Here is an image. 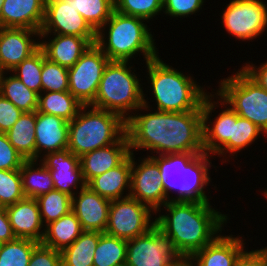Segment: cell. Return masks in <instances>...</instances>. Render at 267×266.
<instances>
[{
    "instance_id": "obj_22",
    "label": "cell",
    "mask_w": 267,
    "mask_h": 266,
    "mask_svg": "<svg viewBox=\"0 0 267 266\" xmlns=\"http://www.w3.org/2000/svg\"><path fill=\"white\" fill-rule=\"evenodd\" d=\"M131 154L125 134L118 142L88 152L80 157V167L86 184L94 177L120 165Z\"/></svg>"
},
{
    "instance_id": "obj_18",
    "label": "cell",
    "mask_w": 267,
    "mask_h": 266,
    "mask_svg": "<svg viewBox=\"0 0 267 266\" xmlns=\"http://www.w3.org/2000/svg\"><path fill=\"white\" fill-rule=\"evenodd\" d=\"M233 236L220 233L186 261L191 266H235L238 257L246 250V243L239 234L237 237Z\"/></svg>"
},
{
    "instance_id": "obj_37",
    "label": "cell",
    "mask_w": 267,
    "mask_h": 266,
    "mask_svg": "<svg viewBox=\"0 0 267 266\" xmlns=\"http://www.w3.org/2000/svg\"><path fill=\"white\" fill-rule=\"evenodd\" d=\"M42 71V49L39 47L28 58L13 68L10 72L15 75L29 89L40 94Z\"/></svg>"
},
{
    "instance_id": "obj_49",
    "label": "cell",
    "mask_w": 267,
    "mask_h": 266,
    "mask_svg": "<svg viewBox=\"0 0 267 266\" xmlns=\"http://www.w3.org/2000/svg\"><path fill=\"white\" fill-rule=\"evenodd\" d=\"M263 194H264L265 198L267 199V188L264 189Z\"/></svg>"
},
{
    "instance_id": "obj_5",
    "label": "cell",
    "mask_w": 267,
    "mask_h": 266,
    "mask_svg": "<svg viewBox=\"0 0 267 266\" xmlns=\"http://www.w3.org/2000/svg\"><path fill=\"white\" fill-rule=\"evenodd\" d=\"M147 67V68H146ZM149 93L153 97L156 108L165 112H185L202 110V102L209 93L205 85L200 86L191 74L173 68L162 58H155L145 63Z\"/></svg>"
},
{
    "instance_id": "obj_41",
    "label": "cell",
    "mask_w": 267,
    "mask_h": 266,
    "mask_svg": "<svg viewBox=\"0 0 267 266\" xmlns=\"http://www.w3.org/2000/svg\"><path fill=\"white\" fill-rule=\"evenodd\" d=\"M206 0H163V14L172 18H188L202 10Z\"/></svg>"
},
{
    "instance_id": "obj_46",
    "label": "cell",
    "mask_w": 267,
    "mask_h": 266,
    "mask_svg": "<svg viewBox=\"0 0 267 266\" xmlns=\"http://www.w3.org/2000/svg\"><path fill=\"white\" fill-rule=\"evenodd\" d=\"M260 64L261 65L256 66L253 62L251 63L249 61L242 65L241 68L262 88L267 90V61Z\"/></svg>"
},
{
    "instance_id": "obj_48",
    "label": "cell",
    "mask_w": 267,
    "mask_h": 266,
    "mask_svg": "<svg viewBox=\"0 0 267 266\" xmlns=\"http://www.w3.org/2000/svg\"><path fill=\"white\" fill-rule=\"evenodd\" d=\"M3 3H4V0H0V27H1V7Z\"/></svg>"
},
{
    "instance_id": "obj_26",
    "label": "cell",
    "mask_w": 267,
    "mask_h": 266,
    "mask_svg": "<svg viewBox=\"0 0 267 266\" xmlns=\"http://www.w3.org/2000/svg\"><path fill=\"white\" fill-rule=\"evenodd\" d=\"M260 135H262V137L265 135L260 128H258L248 119L239 117L237 113L232 109L231 136L229 138V141L216 153L218 155L217 157L220 158V156H223V162L221 161L222 164L230 162L228 157L230 158V156H232L231 159L234 158L235 155L237 157V154L240 151L254 144V142L260 138ZM228 153L230 154L227 157Z\"/></svg>"
},
{
    "instance_id": "obj_43",
    "label": "cell",
    "mask_w": 267,
    "mask_h": 266,
    "mask_svg": "<svg viewBox=\"0 0 267 266\" xmlns=\"http://www.w3.org/2000/svg\"><path fill=\"white\" fill-rule=\"evenodd\" d=\"M28 266H62L61 251L39 243L31 254Z\"/></svg>"
},
{
    "instance_id": "obj_11",
    "label": "cell",
    "mask_w": 267,
    "mask_h": 266,
    "mask_svg": "<svg viewBox=\"0 0 267 266\" xmlns=\"http://www.w3.org/2000/svg\"><path fill=\"white\" fill-rule=\"evenodd\" d=\"M153 215L147 205L130 196L112 200L104 233L124 240L144 235L155 226Z\"/></svg>"
},
{
    "instance_id": "obj_16",
    "label": "cell",
    "mask_w": 267,
    "mask_h": 266,
    "mask_svg": "<svg viewBox=\"0 0 267 266\" xmlns=\"http://www.w3.org/2000/svg\"><path fill=\"white\" fill-rule=\"evenodd\" d=\"M39 160L50 171L55 190L73 197L87 185L80 167V157L68 148L47 153Z\"/></svg>"
},
{
    "instance_id": "obj_25",
    "label": "cell",
    "mask_w": 267,
    "mask_h": 266,
    "mask_svg": "<svg viewBox=\"0 0 267 266\" xmlns=\"http://www.w3.org/2000/svg\"><path fill=\"white\" fill-rule=\"evenodd\" d=\"M131 166L132 152L120 165L94 177L87 186L110 201L129 197Z\"/></svg>"
},
{
    "instance_id": "obj_7",
    "label": "cell",
    "mask_w": 267,
    "mask_h": 266,
    "mask_svg": "<svg viewBox=\"0 0 267 266\" xmlns=\"http://www.w3.org/2000/svg\"><path fill=\"white\" fill-rule=\"evenodd\" d=\"M131 64L130 61L108 62L90 106L116 113L126 121L143 105L145 83H140L141 78Z\"/></svg>"
},
{
    "instance_id": "obj_24",
    "label": "cell",
    "mask_w": 267,
    "mask_h": 266,
    "mask_svg": "<svg viewBox=\"0 0 267 266\" xmlns=\"http://www.w3.org/2000/svg\"><path fill=\"white\" fill-rule=\"evenodd\" d=\"M46 0H4L1 7V27L41 30Z\"/></svg>"
},
{
    "instance_id": "obj_32",
    "label": "cell",
    "mask_w": 267,
    "mask_h": 266,
    "mask_svg": "<svg viewBox=\"0 0 267 266\" xmlns=\"http://www.w3.org/2000/svg\"><path fill=\"white\" fill-rule=\"evenodd\" d=\"M99 232L83 231L69 246L61 251L62 266H93Z\"/></svg>"
},
{
    "instance_id": "obj_45",
    "label": "cell",
    "mask_w": 267,
    "mask_h": 266,
    "mask_svg": "<svg viewBox=\"0 0 267 266\" xmlns=\"http://www.w3.org/2000/svg\"><path fill=\"white\" fill-rule=\"evenodd\" d=\"M235 266H266V247L245 250L236 260Z\"/></svg>"
},
{
    "instance_id": "obj_40",
    "label": "cell",
    "mask_w": 267,
    "mask_h": 266,
    "mask_svg": "<svg viewBox=\"0 0 267 266\" xmlns=\"http://www.w3.org/2000/svg\"><path fill=\"white\" fill-rule=\"evenodd\" d=\"M24 198L20 169H0V206L6 207Z\"/></svg>"
},
{
    "instance_id": "obj_31",
    "label": "cell",
    "mask_w": 267,
    "mask_h": 266,
    "mask_svg": "<svg viewBox=\"0 0 267 266\" xmlns=\"http://www.w3.org/2000/svg\"><path fill=\"white\" fill-rule=\"evenodd\" d=\"M83 106L69 91L41 92L38 112L55 115L70 122Z\"/></svg>"
},
{
    "instance_id": "obj_42",
    "label": "cell",
    "mask_w": 267,
    "mask_h": 266,
    "mask_svg": "<svg viewBox=\"0 0 267 266\" xmlns=\"http://www.w3.org/2000/svg\"><path fill=\"white\" fill-rule=\"evenodd\" d=\"M25 161L24 157L9 142L7 134L0 132V169H20Z\"/></svg>"
},
{
    "instance_id": "obj_27",
    "label": "cell",
    "mask_w": 267,
    "mask_h": 266,
    "mask_svg": "<svg viewBox=\"0 0 267 266\" xmlns=\"http://www.w3.org/2000/svg\"><path fill=\"white\" fill-rule=\"evenodd\" d=\"M80 221L73 211L63 215L58 220L45 226L42 244L55 250L62 251L71 245L82 233Z\"/></svg>"
},
{
    "instance_id": "obj_15",
    "label": "cell",
    "mask_w": 267,
    "mask_h": 266,
    "mask_svg": "<svg viewBox=\"0 0 267 266\" xmlns=\"http://www.w3.org/2000/svg\"><path fill=\"white\" fill-rule=\"evenodd\" d=\"M40 34L96 37V31L75 9L72 0H46Z\"/></svg>"
},
{
    "instance_id": "obj_35",
    "label": "cell",
    "mask_w": 267,
    "mask_h": 266,
    "mask_svg": "<svg viewBox=\"0 0 267 266\" xmlns=\"http://www.w3.org/2000/svg\"><path fill=\"white\" fill-rule=\"evenodd\" d=\"M39 243L31 239L15 238L2 243L0 266H28L31 254Z\"/></svg>"
},
{
    "instance_id": "obj_38",
    "label": "cell",
    "mask_w": 267,
    "mask_h": 266,
    "mask_svg": "<svg viewBox=\"0 0 267 266\" xmlns=\"http://www.w3.org/2000/svg\"><path fill=\"white\" fill-rule=\"evenodd\" d=\"M114 10L150 22L163 14V0H114Z\"/></svg>"
},
{
    "instance_id": "obj_47",
    "label": "cell",
    "mask_w": 267,
    "mask_h": 266,
    "mask_svg": "<svg viewBox=\"0 0 267 266\" xmlns=\"http://www.w3.org/2000/svg\"><path fill=\"white\" fill-rule=\"evenodd\" d=\"M16 237L12 231L10 221L8 219L6 208L0 206V242L6 243L14 240Z\"/></svg>"
},
{
    "instance_id": "obj_2",
    "label": "cell",
    "mask_w": 267,
    "mask_h": 266,
    "mask_svg": "<svg viewBox=\"0 0 267 266\" xmlns=\"http://www.w3.org/2000/svg\"><path fill=\"white\" fill-rule=\"evenodd\" d=\"M162 207L160 213H155V226L173 241L186 260L222 233L230 219L210 202L168 201Z\"/></svg>"
},
{
    "instance_id": "obj_28",
    "label": "cell",
    "mask_w": 267,
    "mask_h": 266,
    "mask_svg": "<svg viewBox=\"0 0 267 266\" xmlns=\"http://www.w3.org/2000/svg\"><path fill=\"white\" fill-rule=\"evenodd\" d=\"M36 111L23 112L17 122L6 132L9 142L25 160H36Z\"/></svg>"
},
{
    "instance_id": "obj_39",
    "label": "cell",
    "mask_w": 267,
    "mask_h": 266,
    "mask_svg": "<svg viewBox=\"0 0 267 266\" xmlns=\"http://www.w3.org/2000/svg\"><path fill=\"white\" fill-rule=\"evenodd\" d=\"M42 92L69 91L68 68L49 61L42 50Z\"/></svg>"
},
{
    "instance_id": "obj_3",
    "label": "cell",
    "mask_w": 267,
    "mask_h": 266,
    "mask_svg": "<svg viewBox=\"0 0 267 266\" xmlns=\"http://www.w3.org/2000/svg\"><path fill=\"white\" fill-rule=\"evenodd\" d=\"M159 166L160 180L169 201L208 203L205 187L211 184L210 168L213 155L186 152L150 156ZM176 191V194L175 192ZM178 192V193H177ZM175 194L170 196V194Z\"/></svg>"
},
{
    "instance_id": "obj_29",
    "label": "cell",
    "mask_w": 267,
    "mask_h": 266,
    "mask_svg": "<svg viewBox=\"0 0 267 266\" xmlns=\"http://www.w3.org/2000/svg\"><path fill=\"white\" fill-rule=\"evenodd\" d=\"M20 174L26 198L36 199L54 190L51 173L40 160H26L20 168Z\"/></svg>"
},
{
    "instance_id": "obj_34",
    "label": "cell",
    "mask_w": 267,
    "mask_h": 266,
    "mask_svg": "<svg viewBox=\"0 0 267 266\" xmlns=\"http://www.w3.org/2000/svg\"><path fill=\"white\" fill-rule=\"evenodd\" d=\"M36 201L44 226L72 211V197L55 189L37 197Z\"/></svg>"
},
{
    "instance_id": "obj_13",
    "label": "cell",
    "mask_w": 267,
    "mask_h": 266,
    "mask_svg": "<svg viewBox=\"0 0 267 266\" xmlns=\"http://www.w3.org/2000/svg\"><path fill=\"white\" fill-rule=\"evenodd\" d=\"M132 153L130 197L147 205L153 212H158L169 200L165 196L160 180L158 164L149 156L134 158ZM136 160V161H135ZM138 163V164H137Z\"/></svg>"
},
{
    "instance_id": "obj_12",
    "label": "cell",
    "mask_w": 267,
    "mask_h": 266,
    "mask_svg": "<svg viewBox=\"0 0 267 266\" xmlns=\"http://www.w3.org/2000/svg\"><path fill=\"white\" fill-rule=\"evenodd\" d=\"M109 58L94 43L68 69L69 92L83 105H90L98 92Z\"/></svg>"
},
{
    "instance_id": "obj_20",
    "label": "cell",
    "mask_w": 267,
    "mask_h": 266,
    "mask_svg": "<svg viewBox=\"0 0 267 266\" xmlns=\"http://www.w3.org/2000/svg\"><path fill=\"white\" fill-rule=\"evenodd\" d=\"M39 38L41 39L39 40L40 48L43 50L45 57L49 61L68 69L77 62L91 44L96 42V37L58 34H40Z\"/></svg>"
},
{
    "instance_id": "obj_9",
    "label": "cell",
    "mask_w": 267,
    "mask_h": 266,
    "mask_svg": "<svg viewBox=\"0 0 267 266\" xmlns=\"http://www.w3.org/2000/svg\"><path fill=\"white\" fill-rule=\"evenodd\" d=\"M185 262L173 241L156 226L127 240L125 266H179Z\"/></svg>"
},
{
    "instance_id": "obj_8",
    "label": "cell",
    "mask_w": 267,
    "mask_h": 266,
    "mask_svg": "<svg viewBox=\"0 0 267 266\" xmlns=\"http://www.w3.org/2000/svg\"><path fill=\"white\" fill-rule=\"evenodd\" d=\"M220 80L215 93L239 117L248 119L260 128L267 138V90L262 88L242 68Z\"/></svg>"
},
{
    "instance_id": "obj_23",
    "label": "cell",
    "mask_w": 267,
    "mask_h": 266,
    "mask_svg": "<svg viewBox=\"0 0 267 266\" xmlns=\"http://www.w3.org/2000/svg\"><path fill=\"white\" fill-rule=\"evenodd\" d=\"M68 129L69 122L63 118L36 111V160L47 153L67 149Z\"/></svg>"
},
{
    "instance_id": "obj_10",
    "label": "cell",
    "mask_w": 267,
    "mask_h": 266,
    "mask_svg": "<svg viewBox=\"0 0 267 266\" xmlns=\"http://www.w3.org/2000/svg\"><path fill=\"white\" fill-rule=\"evenodd\" d=\"M223 9L221 26L235 39L252 41L267 31V3L261 0H230Z\"/></svg>"
},
{
    "instance_id": "obj_4",
    "label": "cell",
    "mask_w": 267,
    "mask_h": 266,
    "mask_svg": "<svg viewBox=\"0 0 267 266\" xmlns=\"http://www.w3.org/2000/svg\"><path fill=\"white\" fill-rule=\"evenodd\" d=\"M147 23L145 19L114 10L96 32L95 44L110 61H131L139 54V57L143 55L146 63L159 54L154 33L152 35Z\"/></svg>"
},
{
    "instance_id": "obj_33",
    "label": "cell",
    "mask_w": 267,
    "mask_h": 266,
    "mask_svg": "<svg viewBox=\"0 0 267 266\" xmlns=\"http://www.w3.org/2000/svg\"><path fill=\"white\" fill-rule=\"evenodd\" d=\"M127 240L99 232L93 266H125Z\"/></svg>"
},
{
    "instance_id": "obj_19",
    "label": "cell",
    "mask_w": 267,
    "mask_h": 266,
    "mask_svg": "<svg viewBox=\"0 0 267 266\" xmlns=\"http://www.w3.org/2000/svg\"><path fill=\"white\" fill-rule=\"evenodd\" d=\"M111 201L85 186L72 197V211L84 231L104 233L108 224Z\"/></svg>"
},
{
    "instance_id": "obj_1",
    "label": "cell",
    "mask_w": 267,
    "mask_h": 266,
    "mask_svg": "<svg viewBox=\"0 0 267 266\" xmlns=\"http://www.w3.org/2000/svg\"><path fill=\"white\" fill-rule=\"evenodd\" d=\"M147 95L143 92V105L126 120L130 151H149V157L155 153L204 152L202 110L153 111Z\"/></svg>"
},
{
    "instance_id": "obj_51",
    "label": "cell",
    "mask_w": 267,
    "mask_h": 266,
    "mask_svg": "<svg viewBox=\"0 0 267 266\" xmlns=\"http://www.w3.org/2000/svg\"><path fill=\"white\" fill-rule=\"evenodd\" d=\"M266 266H267V246H266Z\"/></svg>"
},
{
    "instance_id": "obj_44",
    "label": "cell",
    "mask_w": 267,
    "mask_h": 266,
    "mask_svg": "<svg viewBox=\"0 0 267 266\" xmlns=\"http://www.w3.org/2000/svg\"><path fill=\"white\" fill-rule=\"evenodd\" d=\"M23 114L11 101L0 95V132L6 133Z\"/></svg>"
},
{
    "instance_id": "obj_21",
    "label": "cell",
    "mask_w": 267,
    "mask_h": 266,
    "mask_svg": "<svg viewBox=\"0 0 267 266\" xmlns=\"http://www.w3.org/2000/svg\"><path fill=\"white\" fill-rule=\"evenodd\" d=\"M6 213L16 238L31 239L41 243L45 233L36 199L24 198L6 206Z\"/></svg>"
},
{
    "instance_id": "obj_50",
    "label": "cell",
    "mask_w": 267,
    "mask_h": 266,
    "mask_svg": "<svg viewBox=\"0 0 267 266\" xmlns=\"http://www.w3.org/2000/svg\"><path fill=\"white\" fill-rule=\"evenodd\" d=\"M183 266H191L187 261L183 264Z\"/></svg>"
},
{
    "instance_id": "obj_36",
    "label": "cell",
    "mask_w": 267,
    "mask_h": 266,
    "mask_svg": "<svg viewBox=\"0 0 267 266\" xmlns=\"http://www.w3.org/2000/svg\"><path fill=\"white\" fill-rule=\"evenodd\" d=\"M72 4L96 32L114 11V0H72Z\"/></svg>"
},
{
    "instance_id": "obj_17",
    "label": "cell",
    "mask_w": 267,
    "mask_h": 266,
    "mask_svg": "<svg viewBox=\"0 0 267 266\" xmlns=\"http://www.w3.org/2000/svg\"><path fill=\"white\" fill-rule=\"evenodd\" d=\"M39 37L36 30L0 27V72H10L33 54L40 47Z\"/></svg>"
},
{
    "instance_id": "obj_6",
    "label": "cell",
    "mask_w": 267,
    "mask_h": 266,
    "mask_svg": "<svg viewBox=\"0 0 267 266\" xmlns=\"http://www.w3.org/2000/svg\"><path fill=\"white\" fill-rule=\"evenodd\" d=\"M126 134V121L118 114L83 105L69 122L68 149L76 156L109 146Z\"/></svg>"
},
{
    "instance_id": "obj_14",
    "label": "cell",
    "mask_w": 267,
    "mask_h": 266,
    "mask_svg": "<svg viewBox=\"0 0 267 266\" xmlns=\"http://www.w3.org/2000/svg\"><path fill=\"white\" fill-rule=\"evenodd\" d=\"M219 106L222 107V109L220 110V113L215 116L212 113H214L216 109L220 108ZM212 116H215L214 119ZM231 130L232 108L227 103H225L215 92H209L202 102V131L204 152L210 155L213 154V156H215L216 153L229 141Z\"/></svg>"
},
{
    "instance_id": "obj_30",
    "label": "cell",
    "mask_w": 267,
    "mask_h": 266,
    "mask_svg": "<svg viewBox=\"0 0 267 266\" xmlns=\"http://www.w3.org/2000/svg\"><path fill=\"white\" fill-rule=\"evenodd\" d=\"M8 73L0 72V95L22 112L37 111L39 94L25 86L11 72Z\"/></svg>"
}]
</instances>
